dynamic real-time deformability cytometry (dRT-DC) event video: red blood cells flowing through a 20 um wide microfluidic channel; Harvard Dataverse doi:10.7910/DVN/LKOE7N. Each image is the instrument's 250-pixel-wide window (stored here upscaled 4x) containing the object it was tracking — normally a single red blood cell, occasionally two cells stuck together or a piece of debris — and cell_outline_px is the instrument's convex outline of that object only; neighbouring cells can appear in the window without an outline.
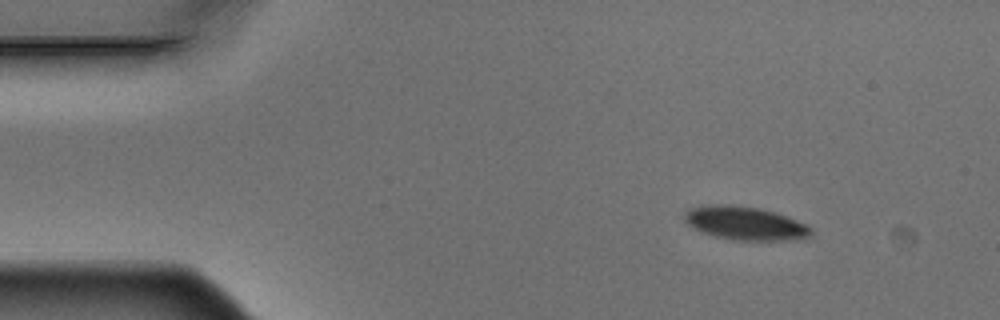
{"species": "Egyptian fruit bat (a non-hibernating species)", "species_latin": "Rousettus aegyptiacus", "temperature_condition": "warm", "stored_images_in_passage": 3, "camera_frame_rate_fps": 3000, "um_per_image_px": 0.085, "animal": {"sex": "male"}, "frame": {"image": 1, "passage_image": 1, "time_ms": 0.0, "image_size_px": [1000, 320], "cell_outline_px": [[812, 232], [804, 240], [732, 240], [700, 232], [692, 228], [684, 220], [684, 212], [688, 208], [704, 204], [732, 204], [760, 208], [776, 212], [788, 216], [808, 224], [812, 228]], "centroid_in_image_um": [63.34, 18.96], "position_along_channel_um": 21.7, "area_um2": 25.32}}
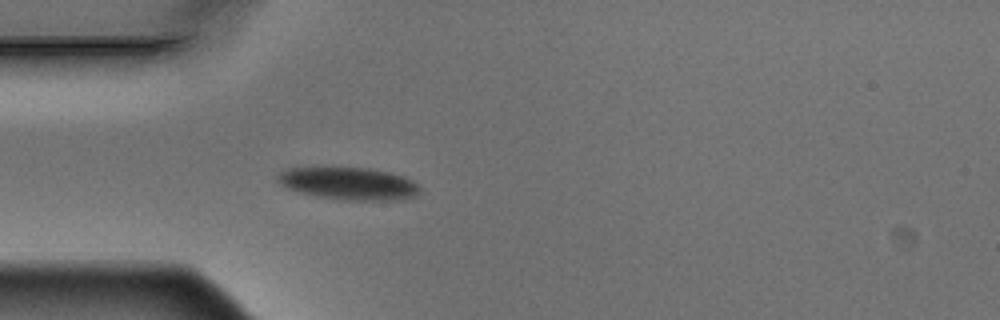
{"frame": {"image": 2, "passage_image": 3, "time_ms": 0.667, "image_size_px": [1000, 320], "cell_outline_px": [[420, 192], [416, 196], [404, 200], [344, 200], [316, 196], [300, 192], [288, 188], [280, 184], [276, 180], [276, 176], [280, 172], [288, 168], [324, 164], [368, 168], [388, 172], [404, 176], [412, 180], [420, 188]], "centroid_in_image_um": [29.59, 15.55], "position_along_channel_um": 55.4, "area_um2": 28.03}}